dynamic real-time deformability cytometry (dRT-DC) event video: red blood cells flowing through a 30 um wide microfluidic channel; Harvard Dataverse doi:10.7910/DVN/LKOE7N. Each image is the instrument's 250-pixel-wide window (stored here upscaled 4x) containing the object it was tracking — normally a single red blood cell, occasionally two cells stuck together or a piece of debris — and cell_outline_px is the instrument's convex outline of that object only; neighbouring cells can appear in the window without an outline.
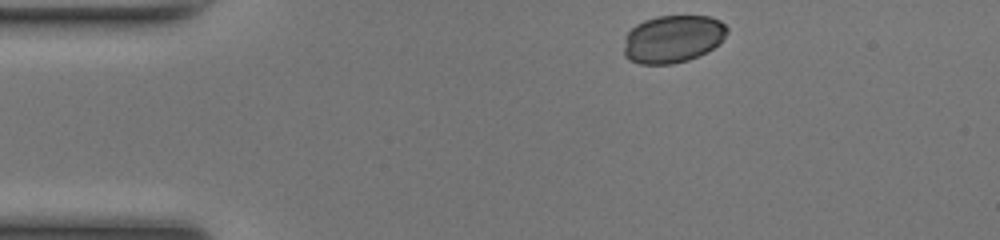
{"species": "common noctule bat (a hibernating species)", "species_latin": "Nyctalus noctula", "temperature_condition": "room temperature", "stored_images_in_passage": 42, "camera_frame_rate_fps": 3000, "um_per_image_px": 0.085, "animal": {"sex": "female", "body_mass_g": 17.0, "forearm_length_mm": 48.0}, "frame": {"image": 1, "passage_image": 1, "time_ms": 0.0, "image_size_px": [1000, 240], "cell_outline_px": [[728, 32], [712, 48], [688, 60], [672, 64], [640, 64], [628, 60], [624, 56], [624, 36], [636, 24], [644, 20], [656, 16], [708, 16], [720, 20], [728, 28]], "centroid_in_image_um": [57.13, 3.3], "position_along_channel_um": 27.9, "area_um2": 28.61}}
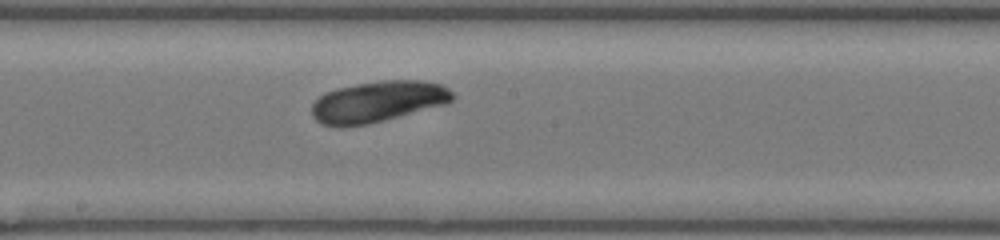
{"frame": {"image": 2, "passage_image": 19, "time_ms": 6.0, "image_size_px": [1000, 240], "cell_outline_px": [[456, 96], [448, 104], [368, 124], [340, 128], [320, 124], [312, 116], [312, 104], [324, 92], [336, 88], [356, 84], [380, 80], [424, 80], [440, 84], [448, 88]], "centroid_in_image_um": [32.11, 8.64], "position_along_channel_um": 216.1, "area_um2": 34.16}}
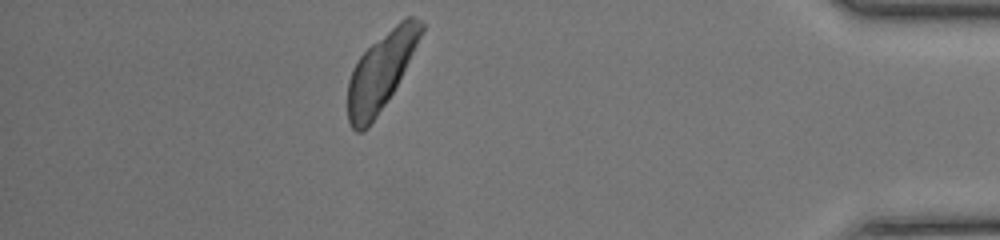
{"frame": {"image": 3, "passage_image": 36, "time_ms": 11.667, "image_size_px": [1000, 240], "cell_outline_px": [[424, 28], [388, 100], [368, 128], [364, 132], [356, 132], [352, 128], [348, 120], [348, 80], [352, 68], [360, 56], [372, 44], [400, 20], [408, 16], [412, 16], [424, 20]], "centroid_in_image_um": [32.33, 6.09], "position_along_channel_um": 402.9, "area_um2": 32.25}}